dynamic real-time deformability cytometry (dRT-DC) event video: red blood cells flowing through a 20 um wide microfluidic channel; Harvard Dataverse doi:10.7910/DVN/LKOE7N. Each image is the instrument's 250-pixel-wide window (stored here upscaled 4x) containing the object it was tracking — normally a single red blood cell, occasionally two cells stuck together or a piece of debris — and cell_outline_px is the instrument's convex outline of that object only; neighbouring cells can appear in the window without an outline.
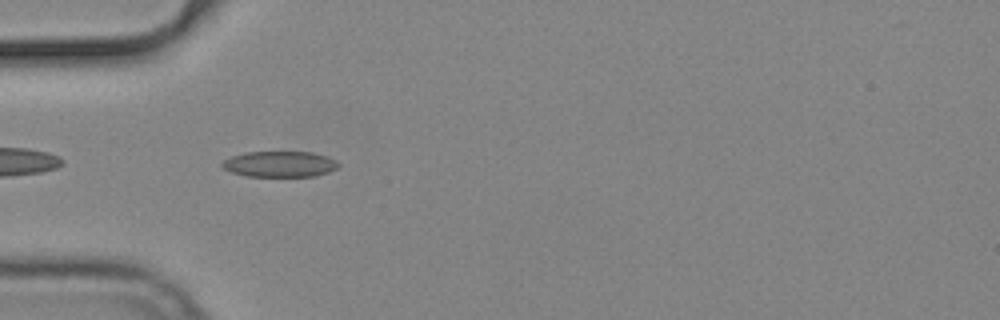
{"species": "common noctule bat (a hibernating species)", "species_latin": "Nyctalus noctula", "temperature_condition": "cold", "stored_images_in_passage": 40, "camera_frame_rate_fps": 3000, "um_per_image_px": 0.085, "animal": {"sex": "male", "body_mass_g": 19.2, "forearm_length_mm": 51.8}, "frame": {"image": 1, "passage_image": 3, "time_ms": 0.667, "image_size_px": [1000, 320], "cell_outline_px": [[340, 164], [336, 168], [328, 172], [316, 176], [248, 176], [232, 172], [224, 168], [220, 164], [224, 160], [232, 156], [248, 152], [312, 152], [336, 160]], "centroid_in_image_um": [23.79, 13.95], "position_along_channel_um": 61.2, "area_um2": 17.28}}
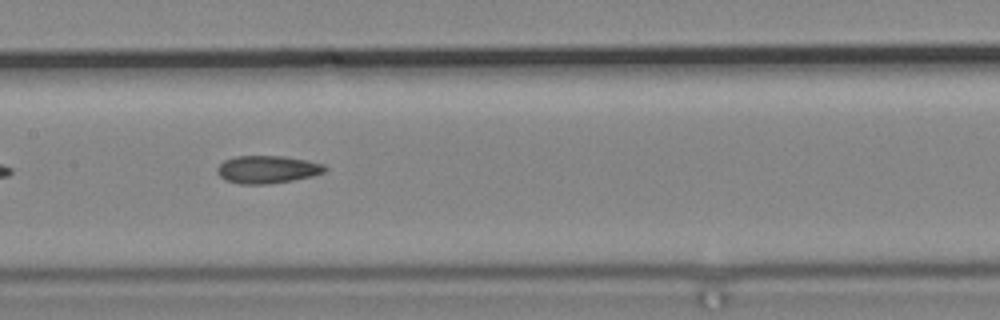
{"frame": {"image": 2, "passage_image": 13, "time_ms": 4.0, "image_size_px": [1000, 320], "cell_outline_px": [[324, 172], [312, 176], [292, 180], [268, 184], [240, 184], [224, 180], [216, 172], [216, 168], [224, 160], [236, 156], [280, 156], [304, 160], [324, 164]], "centroid_in_image_um": [22.65, 14.41], "position_along_channel_um": 184.7, "area_um2": 17.22}}
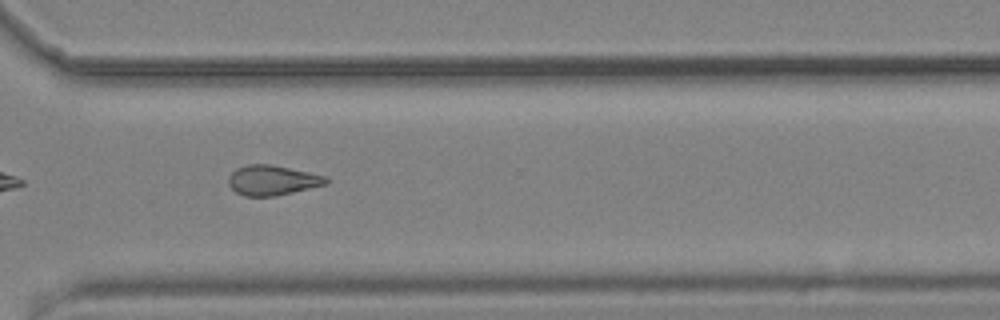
{"frame": {"image": 3, "passage_image": 26, "time_ms": 8.333, "image_size_px": [1000, 320], "cell_outline_px": [[328, 184], [276, 196], [244, 196], [236, 192], [228, 184], [228, 176], [236, 168], [248, 164], [272, 164], [308, 172], [324, 176], [328, 180]], "centroid_in_image_um": [23.12, 15.32], "position_along_channel_um": 347.5, "area_um2": 17.05}, "authors_computed_cell_mechanics": {"area_um2": 17.1666, "velocity_mm_per_s": 3.7736, "shape_relaxation_time_tau1_ms": null, "shape_relaxation_time_tau2_ms": 9.6197, "deformation_change_tau1": null, "deformation_change_tau2": 0.1675}}